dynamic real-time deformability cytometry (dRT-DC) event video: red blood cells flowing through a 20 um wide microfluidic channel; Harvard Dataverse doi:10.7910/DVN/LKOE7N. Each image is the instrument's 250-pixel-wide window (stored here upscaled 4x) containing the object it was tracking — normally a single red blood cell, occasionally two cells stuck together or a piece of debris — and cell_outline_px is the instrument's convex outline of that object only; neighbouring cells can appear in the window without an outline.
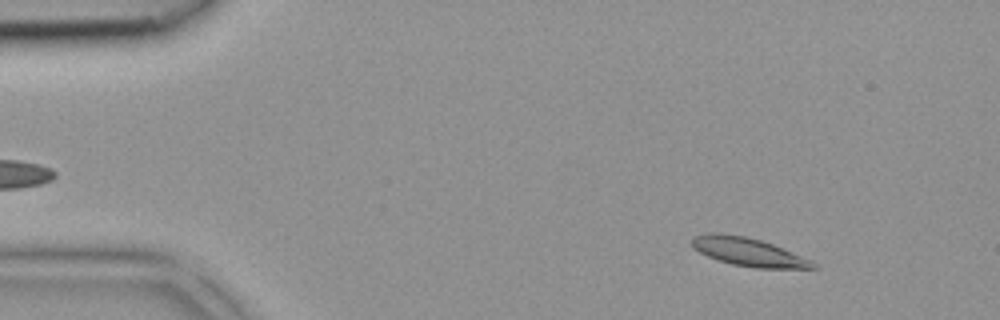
{"species": "common noctule bat (a hibernating species)", "species_latin": "Nyctalus noctula", "temperature_condition": "room temperature", "stored_images_in_passage": 42, "camera_frame_rate_fps": 3000, "um_per_image_px": 0.085, "animal": {"sex": "female", "body_mass_g": 18.4}, "frame": {"image": 1, "passage_image": 5, "time_ms": 1.333, "image_size_px": [1000, 320], "cell_outline_px": [[820, 268], [756, 268], [732, 264], [708, 256], [692, 248], [692, 236], [708, 232], [720, 232], [744, 236], [760, 240], [772, 244], [812, 260]], "centroid_in_image_um": [63.59, 21.4], "position_along_channel_um": 21.4, "area_um2": 19.94}}
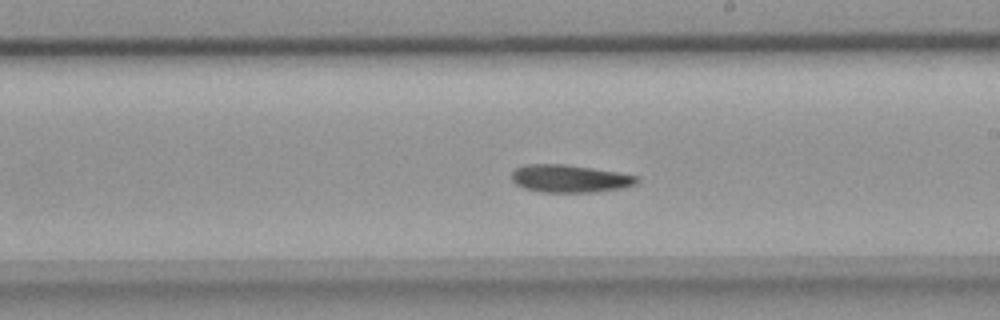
{"frame": {"image": 2, "passage_image": 24, "time_ms": 7.667, "image_size_px": [1000, 320], "cell_outline_px": [[640, 180], [636, 184], [620, 188], [596, 192], [540, 192], [524, 188], [516, 184], [512, 180], [512, 172], [516, 168], [524, 164], [564, 164], [592, 168], [640, 176]], "centroid_in_image_um": [48.43, 15.18], "position_along_channel_um": 240.6, "area_um2": 20.23}}
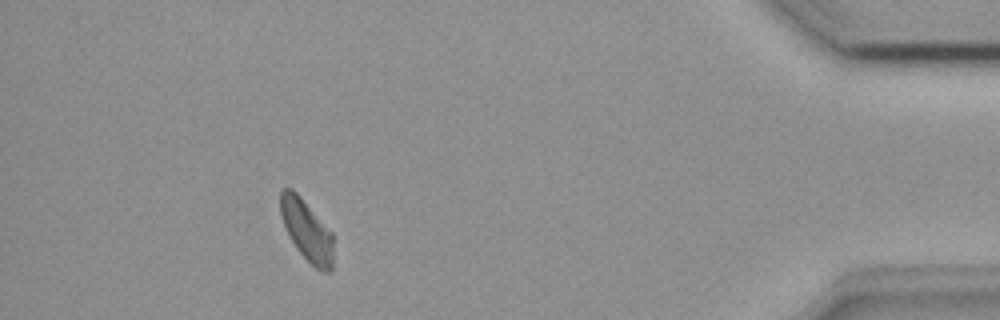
{"frame": {"image": 3, "passage_image": 38, "time_ms": 12.333, "image_size_px": [1000, 320], "cell_outline_px": [[332, 272], [320, 272], [296, 248], [280, 216], [280, 192], [284, 188], [292, 188], [300, 196], [332, 232]], "centroid_in_image_um": [26.07, 19.58], "position_along_channel_um": 409.1, "area_um2": 18.55}}